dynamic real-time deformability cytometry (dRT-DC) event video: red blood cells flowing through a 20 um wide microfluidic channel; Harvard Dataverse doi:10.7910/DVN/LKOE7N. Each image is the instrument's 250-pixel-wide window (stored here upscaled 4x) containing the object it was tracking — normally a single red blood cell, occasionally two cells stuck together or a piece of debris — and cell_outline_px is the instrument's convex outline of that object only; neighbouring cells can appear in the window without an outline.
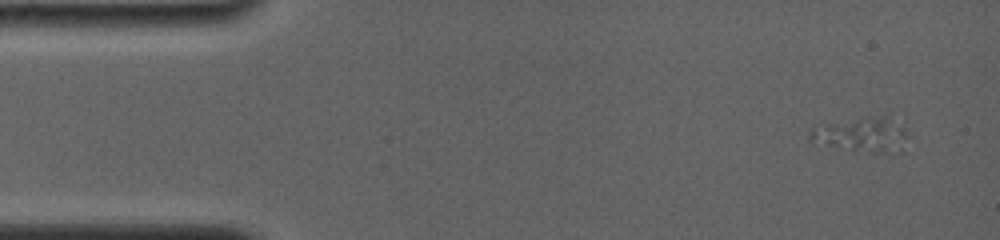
{"species": "common noctule bat (a hibernating species)", "species_latin": "Nyctalus noctula", "temperature_condition": "room temperature", "stored_images_in_passage": 5, "camera_frame_rate_fps": 4000, "um_per_image_px": 0.085, "animal": {"sex": "female", "body_mass_g": 19.0, "forearm_length_mm": 56.7}, "frame": {"image": 1, "passage_image": 1, "time_ms": 0.0, "image_size_px": [1000, 240], "cell_outline_px": [[908, 136], [880, 152], [852, 152], [808, 140], [808, 136], [812, 128], [828, 124], [888, 112], [904, 120]], "centroid_in_image_um": [73.26, 11.34], "position_along_channel_um": 11.7, "area_um2": 19.65}}